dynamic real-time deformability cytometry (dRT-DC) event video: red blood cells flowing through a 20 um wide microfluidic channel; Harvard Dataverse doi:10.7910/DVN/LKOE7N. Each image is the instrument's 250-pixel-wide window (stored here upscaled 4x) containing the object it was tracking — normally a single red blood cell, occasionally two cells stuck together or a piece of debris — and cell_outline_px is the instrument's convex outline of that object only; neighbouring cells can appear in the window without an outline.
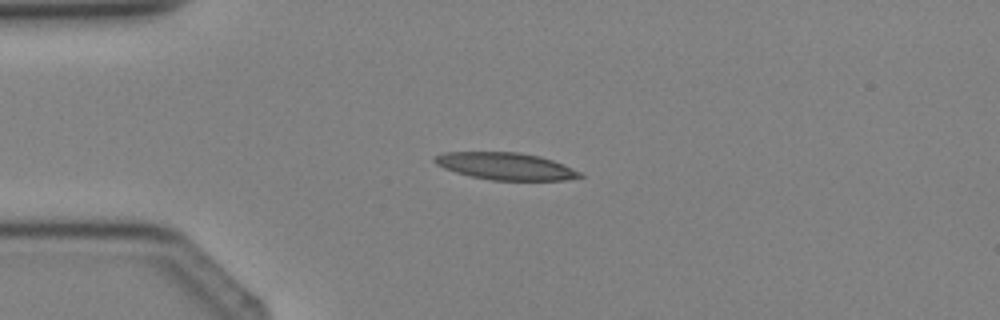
{"species": "Egyptian fruit bat (a non-hibernating species)", "species_latin": "Rousettus aegyptiacus", "temperature_condition": "cold", "stored_images_in_passage": 2, "camera_frame_rate_fps": 3000, "um_per_image_px": 0.085, "animal": {"sex": "female"}, "frame": {"image": 1, "passage_image": 2, "time_ms": 1.0, "image_size_px": [1000, 320], "cell_outline_px": [[584, 176], [564, 180], [492, 180], [472, 176], [456, 172], [444, 168], [436, 164], [432, 160], [432, 156], [444, 152], [520, 152], [540, 156], [552, 160], [584, 172]], "centroid_in_image_um": [42.99, 14.12], "position_along_channel_um": 42.0, "area_um2": 23.06}}